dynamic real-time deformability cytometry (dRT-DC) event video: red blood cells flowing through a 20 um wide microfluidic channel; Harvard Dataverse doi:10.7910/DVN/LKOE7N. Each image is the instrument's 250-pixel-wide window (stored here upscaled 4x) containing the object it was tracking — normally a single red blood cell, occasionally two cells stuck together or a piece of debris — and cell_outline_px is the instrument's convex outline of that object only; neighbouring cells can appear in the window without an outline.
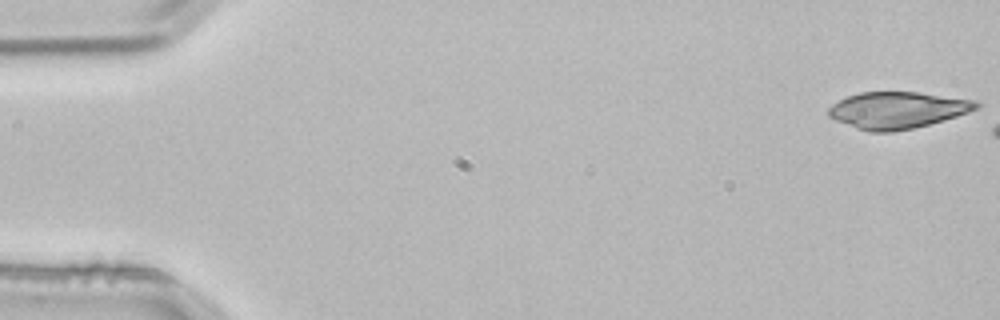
{"species": "common noctule bat (a hibernating species)", "species_latin": "Nyctalus noctula", "temperature_condition": "room temperature", "stored_images_in_passage": 3, "camera_frame_rate_fps": 3000, "um_per_image_px": 0.085, "animal": {"sex": "male", "body_mass_g": 21.5, "forearm_length_mm": 52.0}, "frame": {"image": 1, "passage_image": 1, "time_ms": 0.0, "image_size_px": [1000, 320], "cell_outline_px": [[984, 104], [980, 108], [944, 120], [912, 128], [892, 132], [868, 132], [856, 128], [836, 120], [828, 116], [828, 108], [832, 104], [848, 96], [860, 92], [916, 92], [976, 100]], "centroid_in_image_um": [76.3, 9.36], "position_along_channel_um": 8.7, "area_um2": 31.56}}